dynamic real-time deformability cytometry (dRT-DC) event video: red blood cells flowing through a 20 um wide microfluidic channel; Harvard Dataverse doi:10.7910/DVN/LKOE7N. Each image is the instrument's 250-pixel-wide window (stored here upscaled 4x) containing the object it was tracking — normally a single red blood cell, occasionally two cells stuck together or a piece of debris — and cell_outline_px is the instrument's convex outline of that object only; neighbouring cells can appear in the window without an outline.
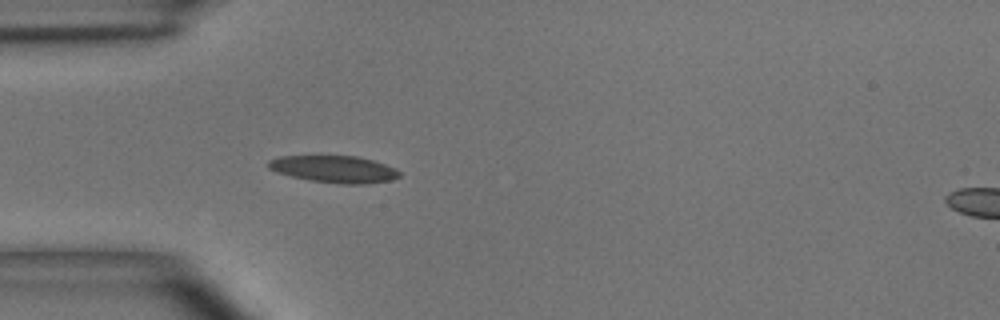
{"species": "common noctule bat (a hibernating species)", "species_latin": "Nyctalus noctula", "temperature_condition": "room temperature", "stored_images_in_passage": 3, "camera_frame_rate_fps": 3000, "um_per_image_px": 0.085, "animal": {"sex": "male", "body_mass_g": 15.6}, "frame": {"image": 1, "passage_image": 3, "time_ms": 2.333, "image_size_px": [1000, 320], "cell_outline_px": [[400, 176], [392, 180], [368, 184], [336, 184], [308, 180], [276, 172], [268, 168], [268, 160], [280, 156], [356, 156], [372, 160], [396, 168], [400, 172]], "centroid_in_image_um": [28.41, 14.39], "position_along_channel_um": 56.6, "area_um2": 20.75}}